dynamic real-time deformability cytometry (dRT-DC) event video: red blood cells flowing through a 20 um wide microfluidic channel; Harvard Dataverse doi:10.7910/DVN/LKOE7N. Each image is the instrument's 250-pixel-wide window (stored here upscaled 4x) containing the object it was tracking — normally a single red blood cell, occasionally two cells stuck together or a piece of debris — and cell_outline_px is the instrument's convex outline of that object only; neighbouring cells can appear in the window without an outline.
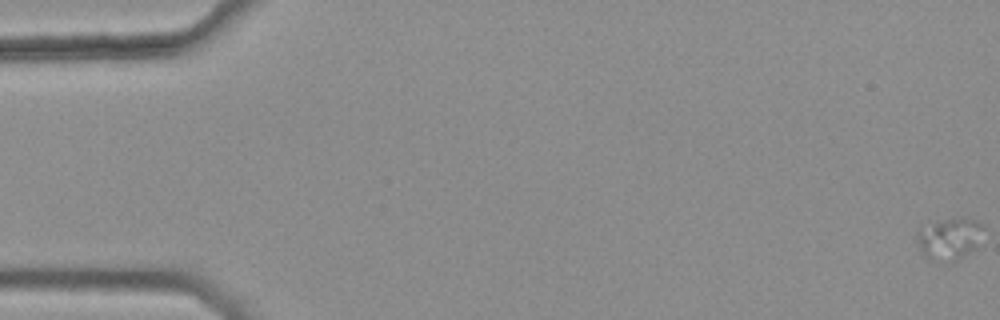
{"species": "common noctule bat (a hibernating species)", "species_latin": "Nyctalus noctula", "temperature_condition": "warm", "stored_images_in_passage": 18, "camera_frame_rate_fps": 3000, "um_per_image_px": 0.085, "animal": {"sex": "female", "body_mass_g": 25.1}, "frame": {"image": 1, "passage_image": 1, "time_ms": 0.0, "image_size_px": [1000, 320], "cell_outline_px": [[984, 228], [976, 248], [956, 260], [952, 260], [924, 256], [920, 248], [920, 228], [936, 220], [956, 216], [964, 216], [976, 220], [984, 224]], "centroid_in_image_um": [80.79, 20.18], "position_along_channel_um": 4.2, "area_um2": 15.84}}